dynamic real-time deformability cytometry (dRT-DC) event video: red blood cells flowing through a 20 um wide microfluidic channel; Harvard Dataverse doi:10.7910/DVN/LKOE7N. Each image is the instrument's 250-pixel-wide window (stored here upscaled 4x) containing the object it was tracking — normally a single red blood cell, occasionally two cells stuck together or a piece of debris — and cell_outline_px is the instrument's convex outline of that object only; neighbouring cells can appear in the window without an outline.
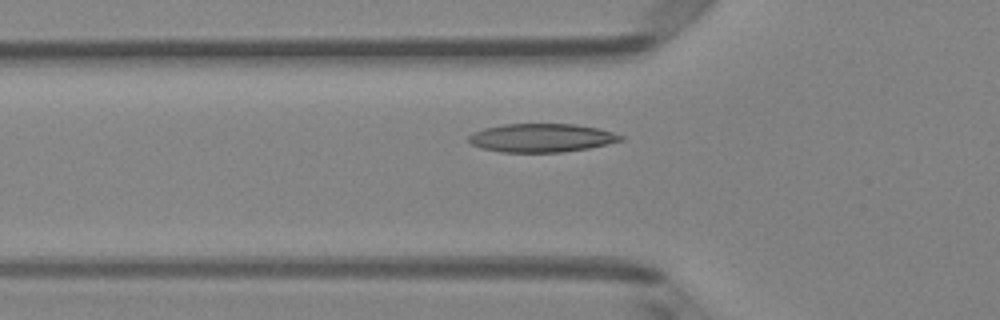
{"species": "Egyptian fruit bat (a non-hibernating species)", "species_latin": "Rousettus aegyptiacus", "temperature_condition": "room temperature", "stored_images_in_passage": 36, "camera_frame_rate_fps": 3000, "um_per_image_px": 0.085, "animal": {"sex": "female"}, "frame": {"image": 1, "passage_image": 6, "time_ms": 1.667, "image_size_px": [1000, 320], "cell_outline_px": [[624, 140], [588, 148], [560, 152], [504, 152], [484, 148], [472, 144], [468, 140], [468, 136], [472, 132], [484, 128], [504, 124], [576, 124], [596, 128], [612, 132], [624, 136]], "centroid_in_image_um": [46.03, 11.71], "position_along_channel_um": 79.8, "area_um2": 25.03}}
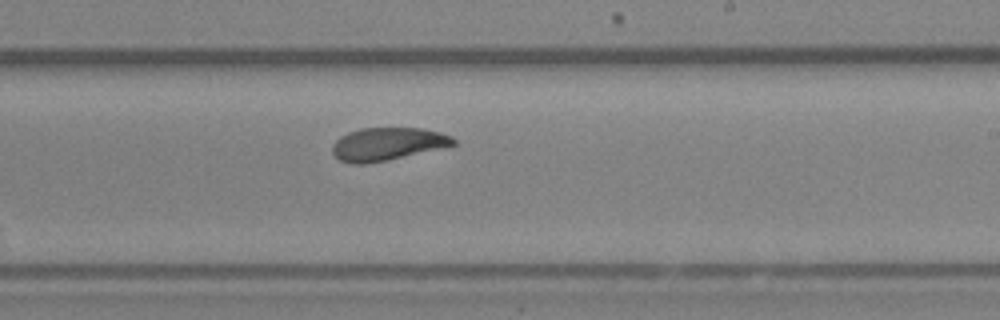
{"frame": {"image": 2, "passage_image": 19, "time_ms": 6.0, "image_size_px": [1000, 320], "cell_outline_px": [[456, 144], [444, 148], [388, 160], [364, 164], [352, 164], [340, 160], [332, 152], [332, 144], [340, 136], [348, 132], [360, 128], [424, 128], [440, 132], [452, 136], [456, 140]], "centroid_in_image_um": [32.95, 12.24], "position_along_channel_um": 256.0, "area_um2": 23.41}}
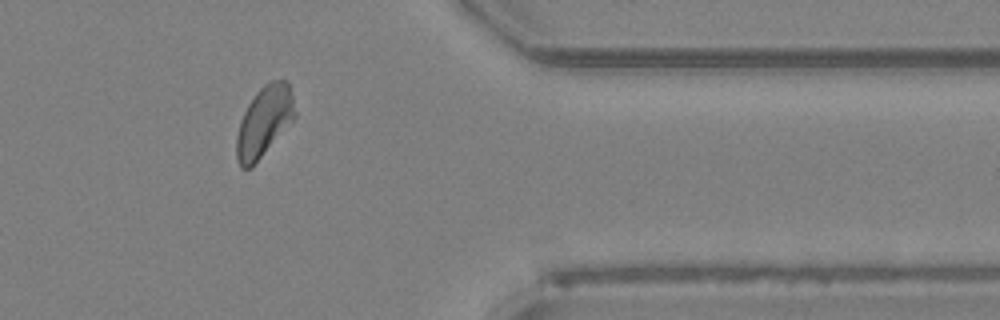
{"frame": {"image": 3, "passage_image": 30, "time_ms": 9.667, "image_size_px": [1000, 320], "cell_outline_px": [[296, 116], [252, 168], [240, 168], [236, 160], [236, 136], [240, 120], [248, 104], [256, 92], [264, 84], [272, 80], [284, 80], [288, 84], [292, 96], [296, 112]], "centroid_in_image_um": [22.42, 10.36], "position_along_channel_um": 389.0, "area_um2": 23.87}}